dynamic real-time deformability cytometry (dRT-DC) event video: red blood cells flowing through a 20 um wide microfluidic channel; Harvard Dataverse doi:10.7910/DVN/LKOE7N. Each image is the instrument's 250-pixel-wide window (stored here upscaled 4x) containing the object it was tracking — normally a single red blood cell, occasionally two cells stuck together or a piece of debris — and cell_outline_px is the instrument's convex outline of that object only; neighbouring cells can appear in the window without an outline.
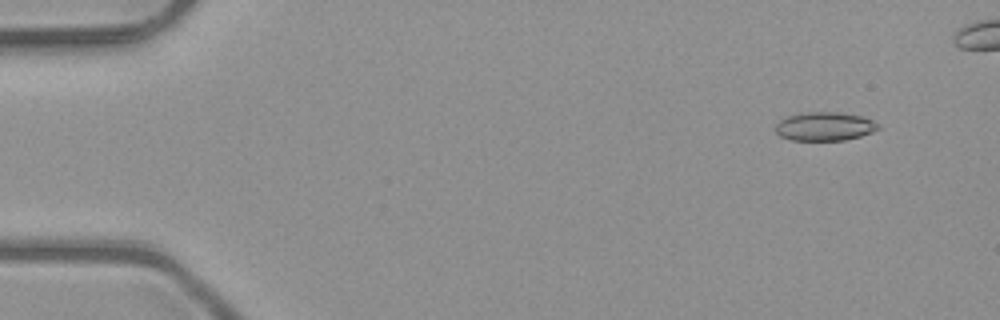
{"species": "common noctule bat (a hibernating species)", "species_latin": "Nyctalus noctula", "temperature_condition": "room temperature", "stored_images_in_passage": 6, "camera_frame_rate_fps": 3000, "um_per_image_px": 0.085, "animal": {"sex": "male", "body_mass_g": 23.1, "forearm_length_mm": 52.7}, "frame": {"image": 1, "passage_image": 2, "time_ms": 0.333, "image_size_px": [1000, 320], "cell_outline_px": [[880, 128], [872, 132], [860, 136], [844, 140], [788, 140], [780, 136], [776, 132], [776, 124], [784, 116], [800, 112], [836, 112], [864, 116], [872, 120]], "centroid_in_image_um": [70.05, 10.73], "position_along_channel_um": 15.0, "area_um2": 17.28}}